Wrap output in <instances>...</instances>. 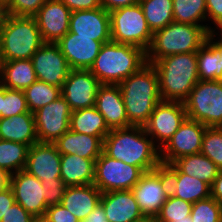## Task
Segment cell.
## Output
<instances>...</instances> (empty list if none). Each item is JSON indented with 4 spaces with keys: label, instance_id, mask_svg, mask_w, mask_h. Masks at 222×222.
<instances>
[{
    "label": "cell",
    "instance_id": "cell-22",
    "mask_svg": "<svg viewBox=\"0 0 222 222\" xmlns=\"http://www.w3.org/2000/svg\"><path fill=\"white\" fill-rule=\"evenodd\" d=\"M100 204L109 222H132L144 216L131 190L104 192Z\"/></svg>",
    "mask_w": 222,
    "mask_h": 222
},
{
    "label": "cell",
    "instance_id": "cell-50",
    "mask_svg": "<svg viewBox=\"0 0 222 222\" xmlns=\"http://www.w3.org/2000/svg\"><path fill=\"white\" fill-rule=\"evenodd\" d=\"M11 175L8 171L0 169V192L10 187Z\"/></svg>",
    "mask_w": 222,
    "mask_h": 222
},
{
    "label": "cell",
    "instance_id": "cell-53",
    "mask_svg": "<svg viewBox=\"0 0 222 222\" xmlns=\"http://www.w3.org/2000/svg\"><path fill=\"white\" fill-rule=\"evenodd\" d=\"M172 222H192L191 216L185 217V219L175 220Z\"/></svg>",
    "mask_w": 222,
    "mask_h": 222
},
{
    "label": "cell",
    "instance_id": "cell-44",
    "mask_svg": "<svg viewBox=\"0 0 222 222\" xmlns=\"http://www.w3.org/2000/svg\"><path fill=\"white\" fill-rule=\"evenodd\" d=\"M206 9L208 21L211 20L215 24L212 34L216 33V29L219 31L222 28V0H206Z\"/></svg>",
    "mask_w": 222,
    "mask_h": 222
},
{
    "label": "cell",
    "instance_id": "cell-9",
    "mask_svg": "<svg viewBox=\"0 0 222 222\" xmlns=\"http://www.w3.org/2000/svg\"><path fill=\"white\" fill-rule=\"evenodd\" d=\"M143 173L139 167L111 158L102 151L95 161L93 184L102 193L131 190Z\"/></svg>",
    "mask_w": 222,
    "mask_h": 222
},
{
    "label": "cell",
    "instance_id": "cell-21",
    "mask_svg": "<svg viewBox=\"0 0 222 222\" xmlns=\"http://www.w3.org/2000/svg\"><path fill=\"white\" fill-rule=\"evenodd\" d=\"M95 108L102 114L110 130L127 128L129 123L122 93L118 84H101Z\"/></svg>",
    "mask_w": 222,
    "mask_h": 222
},
{
    "label": "cell",
    "instance_id": "cell-18",
    "mask_svg": "<svg viewBox=\"0 0 222 222\" xmlns=\"http://www.w3.org/2000/svg\"><path fill=\"white\" fill-rule=\"evenodd\" d=\"M57 44L70 69L84 70L90 69L103 45L101 41L95 40V37L78 36L71 32H67Z\"/></svg>",
    "mask_w": 222,
    "mask_h": 222
},
{
    "label": "cell",
    "instance_id": "cell-20",
    "mask_svg": "<svg viewBox=\"0 0 222 222\" xmlns=\"http://www.w3.org/2000/svg\"><path fill=\"white\" fill-rule=\"evenodd\" d=\"M69 32L78 36L95 37L103 44L111 40L110 14L102 7L93 10L72 11Z\"/></svg>",
    "mask_w": 222,
    "mask_h": 222
},
{
    "label": "cell",
    "instance_id": "cell-46",
    "mask_svg": "<svg viewBox=\"0 0 222 222\" xmlns=\"http://www.w3.org/2000/svg\"><path fill=\"white\" fill-rule=\"evenodd\" d=\"M14 193L11 187L7 188L6 190L0 192V222L11 207L15 203Z\"/></svg>",
    "mask_w": 222,
    "mask_h": 222
},
{
    "label": "cell",
    "instance_id": "cell-54",
    "mask_svg": "<svg viewBox=\"0 0 222 222\" xmlns=\"http://www.w3.org/2000/svg\"><path fill=\"white\" fill-rule=\"evenodd\" d=\"M33 222H49L45 217H36Z\"/></svg>",
    "mask_w": 222,
    "mask_h": 222
},
{
    "label": "cell",
    "instance_id": "cell-16",
    "mask_svg": "<svg viewBox=\"0 0 222 222\" xmlns=\"http://www.w3.org/2000/svg\"><path fill=\"white\" fill-rule=\"evenodd\" d=\"M10 187L16 203L28 213L35 218L45 216L48 207L45 203L43 184L38 178L23 169L11 175Z\"/></svg>",
    "mask_w": 222,
    "mask_h": 222
},
{
    "label": "cell",
    "instance_id": "cell-7",
    "mask_svg": "<svg viewBox=\"0 0 222 222\" xmlns=\"http://www.w3.org/2000/svg\"><path fill=\"white\" fill-rule=\"evenodd\" d=\"M187 118L222 127V80H199L184 101Z\"/></svg>",
    "mask_w": 222,
    "mask_h": 222
},
{
    "label": "cell",
    "instance_id": "cell-40",
    "mask_svg": "<svg viewBox=\"0 0 222 222\" xmlns=\"http://www.w3.org/2000/svg\"><path fill=\"white\" fill-rule=\"evenodd\" d=\"M47 0H7L9 15L33 17Z\"/></svg>",
    "mask_w": 222,
    "mask_h": 222
},
{
    "label": "cell",
    "instance_id": "cell-28",
    "mask_svg": "<svg viewBox=\"0 0 222 222\" xmlns=\"http://www.w3.org/2000/svg\"><path fill=\"white\" fill-rule=\"evenodd\" d=\"M96 159H85L76 154H61V178L66 186L93 184Z\"/></svg>",
    "mask_w": 222,
    "mask_h": 222
},
{
    "label": "cell",
    "instance_id": "cell-29",
    "mask_svg": "<svg viewBox=\"0 0 222 222\" xmlns=\"http://www.w3.org/2000/svg\"><path fill=\"white\" fill-rule=\"evenodd\" d=\"M217 35H219L217 32L210 34L197 51L199 80H222L220 37Z\"/></svg>",
    "mask_w": 222,
    "mask_h": 222
},
{
    "label": "cell",
    "instance_id": "cell-57",
    "mask_svg": "<svg viewBox=\"0 0 222 222\" xmlns=\"http://www.w3.org/2000/svg\"><path fill=\"white\" fill-rule=\"evenodd\" d=\"M220 33V35H219V37L222 39V28L220 29V31H219Z\"/></svg>",
    "mask_w": 222,
    "mask_h": 222
},
{
    "label": "cell",
    "instance_id": "cell-37",
    "mask_svg": "<svg viewBox=\"0 0 222 222\" xmlns=\"http://www.w3.org/2000/svg\"><path fill=\"white\" fill-rule=\"evenodd\" d=\"M192 206L193 204L169 194L160 212L155 217L156 222H172L185 219V217L190 216Z\"/></svg>",
    "mask_w": 222,
    "mask_h": 222
},
{
    "label": "cell",
    "instance_id": "cell-15",
    "mask_svg": "<svg viewBox=\"0 0 222 222\" xmlns=\"http://www.w3.org/2000/svg\"><path fill=\"white\" fill-rule=\"evenodd\" d=\"M101 83L89 70L71 69L61 87V95L72 111L95 106Z\"/></svg>",
    "mask_w": 222,
    "mask_h": 222
},
{
    "label": "cell",
    "instance_id": "cell-24",
    "mask_svg": "<svg viewBox=\"0 0 222 222\" xmlns=\"http://www.w3.org/2000/svg\"><path fill=\"white\" fill-rule=\"evenodd\" d=\"M103 138L69 129L54 142L60 154L78 155L85 159H97L103 149Z\"/></svg>",
    "mask_w": 222,
    "mask_h": 222
},
{
    "label": "cell",
    "instance_id": "cell-33",
    "mask_svg": "<svg viewBox=\"0 0 222 222\" xmlns=\"http://www.w3.org/2000/svg\"><path fill=\"white\" fill-rule=\"evenodd\" d=\"M139 4L152 32L174 22L173 0H139Z\"/></svg>",
    "mask_w": 222,
    "mask_h": 222
},
{
    "label": "cell",
    "instance_id": "cell-51",
    "mask_svg": "<svg viewBox=\"0 0 222 222\" xmlns=\"http://www.w3.org/2000/svg\"><path fill=\"white\" fill-rule=\"evenodd\" d=\"M8 17L7 0H0V30L5 25Z\"/></svg>",
    "mask_w": 222,
    "mask_h": 222
},
{
    "label": "cell",
    "instance_id": "cell-42",
    "mask_svg": "<svg viewBox=\"0 0 222 222\" xmlns=\"http://www.w3.org/2000/svg\"><path fill=\"white\" fill-rule=\"evenodd\" d=\"M44 217L49 222H80V220L62 204L48 207Z\"/></svg>",
    "mask_w": 222,
    "mask_h": 222
},
{
    "label": "cell",
    "instance_id": "cell-36",
    "mask_svg": "<svg viewBox=\"0 0 222 222\" xmlns=\"http://www.w3.org/2000/svg\"><path fill=\"white\" fill-rule=\"evenodd\" d=\"M200 153L211 159L222 170V127H207Z\"/></svg>",
    "mask_w": 222,
    "mask_h": 222
},
{
    "label": "cell",
    "instance_id": "cell-11",
    "mask_svg": "<svg viewBox=\"0 0 222 222\" xmlns=\"http://www.w3.org/2000/svg\"><path fill=\"white\" fill-rule=\"evenodd\" d=\"M187 118L184 102L160 101L144 125L146 133L161 149Z\"/></svg>",
    "mask_w": 222,
    "mask_h": 222
},
{
    "label": "cell",
    "instance_id": "cell-34",
    "mask_svg": "<svg viewBox=\"0 0 222 222\" xmlns=\"http://www.w3.org/2000/svg\"><path fill=\"white\" fill-rule=\"evenodd\" d=\"M29 146L0 139V169L14 174L25 169Z\"/></svg>",
    "mask_w": 222,
    "mask_h": 222
},
{
    "label": "cell",
    "instance_id": "cell-56",
    "mask_svg": "<svg viewBox=\"0 0 222 222\" xmlns=\"http://www.w3.org/2000/svg\"><path fill=\"white\" fill-rule=\"evenodd\" d=\"M220 60H221V63H222V39L220 38Z\"/></svg>",
    "mask_w": 222,
    "mask_h": 222
},
{
    "label": "cell",
    "instance_id": "cell-45",
    "mask_svg": "<svg viewBox=\"0 0 222 222\" xmlns=\"http://www.w3.org/2000/svg\"><path fill=\"white\" fill-rule=\"evenodd\" d=\"M71 11L93 10L101 7L100 0H61Z\"/></svg>",
    "mask_w": 222,
    "mask_h": 222
},
{
    "label": "cell",
    "instance_id": "cell-5",
    "mask_svg": "<svg viewBox=\"0 0 222 222\" xmlns=\"http://www.w3.org/2000/svg\"><path fill=\"white\" fill-rule=\"evenodd\" d=\"M210 34L202 27L187 23L171 22L153 32L146 51L147 63L173 54L197 52Z\"/></svg>",
    "mask_w": 222,
    "mask_h": 222
},
{
    "label": "cell",
    "instance_id": "cell-2",
    "mask_svg": "<svg viewBox=\"0 0 222 222\" xmlns=\"http://www.w3.org/2000/svg\"><path fill=\"white\" fill-rule=\"evenodd\" d=\"M124 100L126 114L132 126H144L162 100L157 72L152 64H145L118 84Z\"/></svg>",
    "mask_w": 222,
    "mask_h": 222
},
{
    "label": "cell",
    "instance_id": "cell-14",
    "mask_svg": "<svg viewBox=\"0 0 222 222\" xmlns=\"http://www.w3.org/2000/svg\"><path fill=\"white\" fill-rule=\"evenodd\" d=\"M37 80L62 87L71 70L57 43H44L31 58Z\"/></svg>",
    "mask_w": 222,
    "mask_h": 222
},
{
    "label": "cell",
    "instance_id": "cell-27",
    "mask_svg": "<svg viewBox=\"0 0 222 222\" xmlns=\"http://www.w3.org/2000/svg\"><path fill=\"white\" fill-rule=\"evenodd\" d=\"M36 80L31 59L0 61V84L5 88L24 91Z\"/></svg>",
    "mask_w": 222,
    "mask_h": 222
},
{
    "label": "cell",
    "instance_id": "cell-8",
    "mask_svg": "<svg viewBox=\"0 0 222 222\" xmlns=\"http://www.w3.org/2000/svg\"><path fill=\"white\" fill-rule=\"evenodd\" d=\"M109 14L113 42L134 45L147 51L153 32L147 24L139 3L116 9Z\"/></svg>",
    "mask_w": 222,
    "mask_h": 222
},
{
    "label": "cell",
    "instance_id": "cell-10",
    "mask_svg": "<svg viewBox=\"0 0 222 222\" xmlns=\"http://www.w3.org/2000/svg\"><path fill=\"white\" fill-rule=\"evenodd\" d=\"M131 191L143 215L156 217L170 194L166 169L161 165L144 172Z\"/></svg>",
    "mask_w": 222,
    "mask_h": 222
},
{
    "label": "cell",
    "instance_id": "cell-47",
    "mask_svg": "<svg viewBox=\"0 0 222 222\" xmlns=\"http://www.w3.org/2000/svg\"><path fill=\"white\" fill-rule=\"evenodd\" d=\"M100 3L104 10L111 12L119 8L138 4L139 0H100Z\"/></svg>",
    "mask_w": 222,
    "mask_h": 222
},
{
    "label": "cell",
    "instance_id": "cell-17",
    "mask_svg": "<svg viewBox=\"0 0 222 222\" xmlns=\"http://www.w3.org/2000/svg\"><path fill=\"white\" fill-rule=\"evenodd\" d=\"M71 12L61 0H47L33 16L45 43H57L69 32Z\"/></svg>",
    "mask_w": 222,
    "mask_h": 222
},
{
    "label": "cell",
    "instance_id": "cell-38",
    "mask_svg": "<svg viewBox=\"0 0 222 222\" xmlns=\"http://www.w3.org/2000/svg\"><path fill=\"white\" fill-rule=\"evenodd\" d=\"M29 112L23 90L7 89L2 86L1 118Z\"/></svg>",
    "mask_w": 222,
    "mask_h": 222
},
{
    "label": "cell",
    "instance_id": "cell-13",
    "mask_svg": "<svg viewBox=\"0 0 222 222\" xmlns=\"http://www.w3.org/2000/svg\"><path fill=\"white\" fill-rule=\"evenodd\" d=\"M206 128L201 122L186 118L160 149L161 164L169 165L182 156L200 153Z\"/></svg>",
    "mask_w": 222,
    "mask_h": 222
},
{
    "label": "cell",
    "instance_id": "cell-49",
    "mask_svg": "<svg viewBox=\"0 0 222 222\" xmlns=\"http://www.w3.org/2000/svg\"><path fill=\"white\" fill-rule=\"evenodd\" d=\"M210 190L211 197H213L218 203L222 204V170L219 171V174L211 185Z\"/></svg>",
    "mask_w": 222,
    "mask_h": 222
},
{
    "label": "cell",
    "instance_id": "cell-41",
    "mask_svg": "<svg viewBox=\"0 0 222 222\" xmlns=\"http://www.w3.org/2000/svg\"><path fill=\"white\" fill-rule=\"evenodd\" d=\"M44 197L47 207L61 204L67 186L62 178H55L50 181H43Z\"/></svg>",
    "mask_w": 222,
    "mask_h": 222
},
{
    "label": "cell",
    "instance_id": "cell-12",
    "mask_svg": "<svg viewBox=\"0 0 222 222\" xmlns=\"http://www.w3.org/2000/svg\"><path fill=\"white\" fill-rule=\"evenodd\" d=\"M72 110L61 95L35 111V128L39 142L54 143L70 129Z\"/></svg>",
    "mask_w": 222,
    "mask_h": 222
},
{
    "label": "cell",
    "instance_id": "cell-43",
    "mask_svg": "<svg viewBox=\"0 0 222 222\" xmlns=\"http://www.w3.org/2000/svg\"><path fill=\"white\" fill-rule=\"evenodd\" d=\"M35 217L28 213L20 204L14 203L4 214L1 222H33Z\"/></svg>",
    "mask_w": 222,
    "mask_h": 222
},
{
    "label": "cell",
    "instance_id": "cell-48",
    "mask_svg": "<svg viewBox=\"0 0 222 222\" xmlns=\"http://www.w3.org/2000/svg\"><path fill=\"white\" fill-rule=\"evenodd\" d=\"M80 222H109V220L105 215L103 206L99 203L96 208Z\"/></svg>",
    "mask_w": 222,
    "mask_h": 222
},
{
    "label": "cell",
    "instance_id": "cell-6",
    "mask_svg": "<svg viewBox=\"0 0 222 222\" xmlns=\"http://www.w3.org/2000/svg\"><path fill=\"white\" fill-rule=\"evenodd\" d=\"M44 43L34 17L9 15L0 30V61L31 59Z\"/></svg>",
    "mask_w": 222,
    "mask_h": 222
},
{
    "label": "cell",
    "instance_id": "cell-31",
    "mask_svg": "<svg viewBox=\"0 0 222 222\" xmlns=\"http://www.w3.org/2000/svg\"><path fill=\"white\" fill-rule=\"evenodd\" d=\"M173 164L184 174L206 182L210 187L218 176L220 169L202 153L178 158Z\"/></svg>",
    "mask_w": 222,
    "mask_h": 222
},
{
    "label": "cell",
    "instance_id": "cell-55",
    "mask_svg": "<svg viewBox=\"0 0 222 222\" xmlns=\"http://www.w3.org/2000/svg\"><path fill=\"white\" fill-rule=\"evenodd\" d=\"M1 109H2V85L0 84V118H1Z\"/></svg>",
    "mask_w": 222,
    "mask_h": 222
},
{
    "label": "cell",
    "instance_id": "cell-39",
    "mask_svg": "<svg viewBox=\"0 0 222 222\" xmlns=\"http://www.w3.org/2000/svg\"><path fill=\"white\" fill-rule=\"evenodd\" d=\"M222 215V204L213 197L199 200L192 206V222H219Z\"/></svg>",
    "mask_w": 222,
    "mask_h": 222
},
{
    "label": "cell",
    "instance_id": "cell-1",
    "mask_svg": "<svg viewBox=\"0 0 222 222\" xmlns=\"http://www.w3.org/2000/svg\"><path fill=\"white\" fill-rule=\"evenodd\" d=\"M102 151L116 160L139 167L143 172L160 167V149L144 126L111 130L103 140Z\"/></svg>",
    "mask_w": 222,
    "mask_h": 222
},
{
    "label": "cell",
    "instance_id": "cell-52",
    "mask_svg": "<svg viewBox=\"0 0 222 222\" xmlns=\"http://www.w3.org/2000/svg\"><path fill=\"white\" fill-rule=\"evenodd\" d=\"M132 222H156V218L153 216H143L141 219Z\"/></svg>",
    "mask_w": 222,
    "mask_h": 222
},
{
    "label": "cell",
    "instance_id": "cell-19",
    "mask_svg": "<svg viewBox=\"0 0 222 222\" xmlns=\"http://www.w3.org/2000/svg\"><path fill=\"white\" fill-rule=\"evenodd\" d=\"M61 154L54 143L37 142L29 147L25 171L41 182L61 178Z\"/></svg>",
    "mask_w": 222,
    "mask_h": 222
},
{
    "label": "cell",
    "instance_id": "cell-35",
    "mask_svg": "<svg viewBox=\"0 0 222 222\" xmlns=\"http://www.w3.org/2000/svg\"><path fill=\"white\" fill-rule=\"evenodd\" d=\"M24 94L29 111L34 113L61 96V88L36 80L24 90Z\"/></svg>",
    "mask_w": 222,
    "mask_h": 222
},
{
    "label": "cell",
    "instance_id": "cell-25",
    "mask_svg": "<svg viewBox=\"0 0 222 222\" xmlns=\"http://www.w3.org/2000/svg\"><path fill=\"white\" fill-rule=\"evenodd\" d=\"M102 192L94 185L67 186L61 204L80 221L100 203Z\"/></svg>",
    "mask_w": 222,
    "mask_h": 222
},
{
    "label": "cell",
    "instance_id": "cell-3",
    "mask_svg": "<svg viewBox=\"0 0 222 222\" xmlns=\"http://www.w3.org/2000/svg\"><path fill=\"white\" fill-rule=\"evenodd\" d=\"M162 101L184 102L199 81L197 52L166 56L152 63Z\"/></svg>",
    "mask_w": 222,
    "mask_h": 222
},
{
    "label": "cell",
    "instance_id": "cell-23",
    "mask_svg": "<svg viewBox=\"0 0 222 222\" xmlns=\"http://www.w3.org/2000/svg\"><path fill=\"white\" fill-rule=\"evenodd\" d=\"M170 182V194L191 204L211 196L210 186L196 177L182 173L173 163L162 165Z\"/></svg>",
    "mask_w": 222,
    "mask_h": 222
},
{
    "label": "cell",
    "instance_id": "cell-30",
    "mask_svg": "<svg viewBox=\"0 0 222 222\" xmlns=\"http://www.w3.org/2000/svg\"><path fill=\"white\" fill-rule=\"evenodd\" d=\"M70 129L91 136H101L103 139L111 131L95 106L72 111Z\"/></svg>",
    "mask_w": 222,
    "mask_h": 222
},
{
    "label": "cell",
    "instance_id": "cell-32",
    "mask_svg": "<svg viewBox=\"0 0 222 222\" xmlns=\"http://www.w3.org/2000/svg\"><path fill=\"white\" fill-rule=\"evenodd\" d=\"M173 18L174 22L202 26L212 34V27L202 23L207 21L206 0H173Z\"/></svg>",
    "mask_w": 222,
    "mask_h": 222
},
{
    "label": "cell",
    "instance_id": "cell-4",
    "mask_svg": "<svg viewBox=\"0 0 222 222\" xmlns=\"http://www.w3.org/2000/svg\"><path fill=\"white\" fill-rule=\"evenodd\" d=\"M145 64L146 51L142 48L110 41L101 46L89 71L101 84H120Z\"/></svg>",
    "mask_w": 222,
    "mask_h": 222
},
{
    "label": "cell",
    "instance_id": "cell-26",
    "mask_svg": "<svg viewBox=\"0 0 222 222\" xmlns=\"http://www.w3.org/2000/svg\"><path fill=\"white\" fill-rule=\"evenodd\" d=\"M0 139L26 144L29 147L39 142L34 114L29 112L0 118Z\"/></svg>",
    "mask_w": 222,
    "mask_h": 222
}]
</instances>
